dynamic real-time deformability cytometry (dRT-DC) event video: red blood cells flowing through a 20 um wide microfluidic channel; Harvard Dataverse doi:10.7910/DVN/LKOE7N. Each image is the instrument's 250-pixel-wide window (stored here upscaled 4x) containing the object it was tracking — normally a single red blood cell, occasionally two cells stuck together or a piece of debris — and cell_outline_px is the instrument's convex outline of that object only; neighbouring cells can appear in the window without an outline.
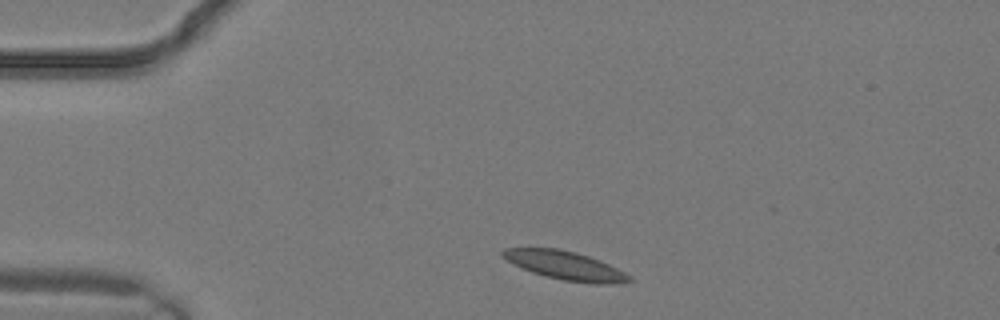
{"species": "common noctule bat (a hibernating species)", "species_latin": "Nyctalus noctula", "temperature_condition": "warm", "stored_images_in_passage": 3, "camera_frame_rate_fps": 3000, "um_per_image_px": 0.085, "animal": {"sex": "male", "body_mass_g": 19.2, "forearm_length_mm": 51.8}, "frame": {"image": 1, "passage_image": 3, "time_ms": 0.667, "image_size_px": [1000, 320], "cell_outline_px": [[632, 280], [616, 284], [592, 284], [564, 280], [544, 276], [532, 272], [512, 264], [500, 252], [504, 248], [560, 248], [576, 252], [600, 260], [632, 276]], "centroid_in_image_um": [48.06, 22.57], "position_along_channel_um": 36.9, "area_um2": 21.1}}